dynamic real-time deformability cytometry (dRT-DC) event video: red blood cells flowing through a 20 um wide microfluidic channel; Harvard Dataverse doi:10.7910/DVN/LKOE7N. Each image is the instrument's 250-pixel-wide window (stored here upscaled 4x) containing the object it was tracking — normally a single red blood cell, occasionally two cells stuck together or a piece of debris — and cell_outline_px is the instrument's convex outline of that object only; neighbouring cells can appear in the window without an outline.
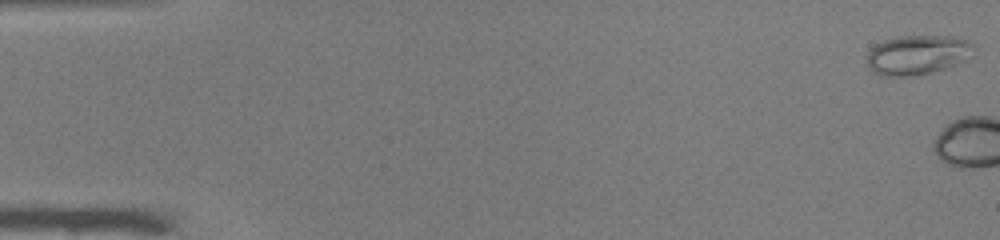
{"species": "common noctule bat (a hibernating species)", "species_latin": "Nyctalus noctula", "temperature_condition": "warm", "stored_images_in_passage": 4, "camera_frame_rate_fps": 3000, "um_per_image_px": 0.085, "animal": {"sex": "male", "body_mass_g": 19.0, "forearm_length_mm": 50.8}, "frame": {"image": 1, "passage_image": 1, "time_ms": 0.0, "image_size_px": [1000, 240], "cell_outline_px": [[976, 48], [964, 60], [956, 64], [944, 68], [912, 76], [880, 76], [868, 68], [868, 52], [876, 44], [884, 40], [904, 36], [948, 36], [964, 40], [972, 44]], "centroid_in_image_um": [77.94, 4.67], "position_along_channel_um": 7.1, "area_um2": 24.16}}